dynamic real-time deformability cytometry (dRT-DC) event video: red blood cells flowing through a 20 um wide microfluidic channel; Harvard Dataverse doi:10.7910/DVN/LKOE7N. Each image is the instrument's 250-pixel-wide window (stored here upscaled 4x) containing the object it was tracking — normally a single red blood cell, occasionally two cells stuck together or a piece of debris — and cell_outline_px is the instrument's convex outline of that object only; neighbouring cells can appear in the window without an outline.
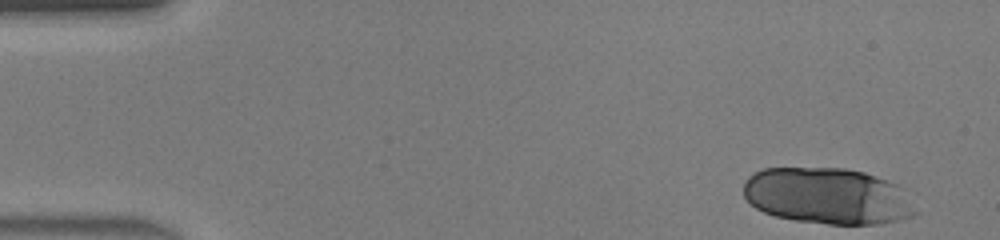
{"species": "human", "species_latin": "Homo sapiens", "temperature_condition": "warm", "stored_images_in_passage": 19, "camera_frame_rate_fps": 3000, "um_per_image_px": 0.085, "donor": {"sex": "male"}, "frame": {"image": 1, "passage_image": 1, "time_ms": 0.0, "image_size_px": [1000, 240], "cell_outline_px": [[920, 212], [912, 216], [900, 220], [880, 224], [828, 224], [796, 220], [776, 216], [764, 212], [756, 208], [744, 196], [744, 180], [748, 176], [764, 168], [844, 168], [864, 172], [876, 176], [908, 188]], "centroid_in_image_um": [70.45, 16.66], "position_along_channel_um": 14.5, "area_um2": 57.34}}